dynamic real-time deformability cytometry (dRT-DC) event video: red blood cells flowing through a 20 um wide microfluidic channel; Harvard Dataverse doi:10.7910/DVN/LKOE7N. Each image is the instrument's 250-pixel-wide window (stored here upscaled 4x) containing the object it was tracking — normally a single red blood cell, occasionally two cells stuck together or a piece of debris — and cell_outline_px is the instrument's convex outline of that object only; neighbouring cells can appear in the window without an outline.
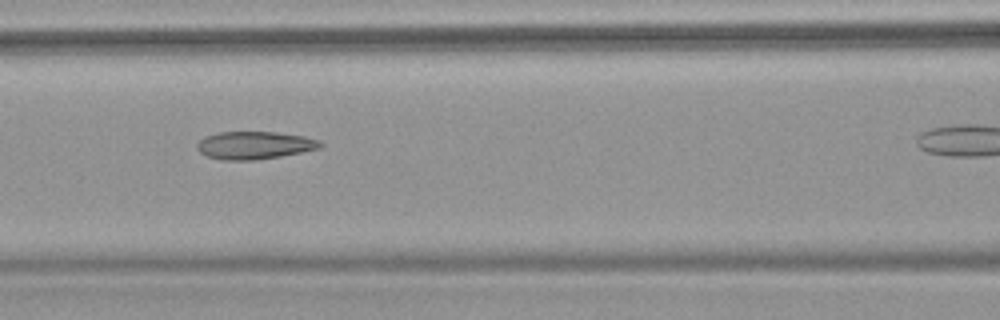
{"species": "common noctule bat (a hibernating species)", "species_latin": "Nyctalus noctula", "temperature_condition": "warm", "stored_images_in_passage": 9, "camera_frame_rate_fps": 3000, "um_per_image_px": 0.085, "animal": {"sex": "female", "body_mass_g": 18.4}, "frame": {"image": 1, "passage_image": 4, "time_ms": 4.667, "image_size_px": [1000, 320], "cell_outline_px": [[324, 144], [320, 148], [280, 156], [252, 160], [220, 160], [208, 156], [200, 152], [196, 148], [196, 144], [204, 136], [220, 132], [276, 132], [304, 136], [320, 140]], "centroid_in_image_um": [21.62, 12.34], "position_along_channel_um": 145.0, "area_um2": 19.88}}